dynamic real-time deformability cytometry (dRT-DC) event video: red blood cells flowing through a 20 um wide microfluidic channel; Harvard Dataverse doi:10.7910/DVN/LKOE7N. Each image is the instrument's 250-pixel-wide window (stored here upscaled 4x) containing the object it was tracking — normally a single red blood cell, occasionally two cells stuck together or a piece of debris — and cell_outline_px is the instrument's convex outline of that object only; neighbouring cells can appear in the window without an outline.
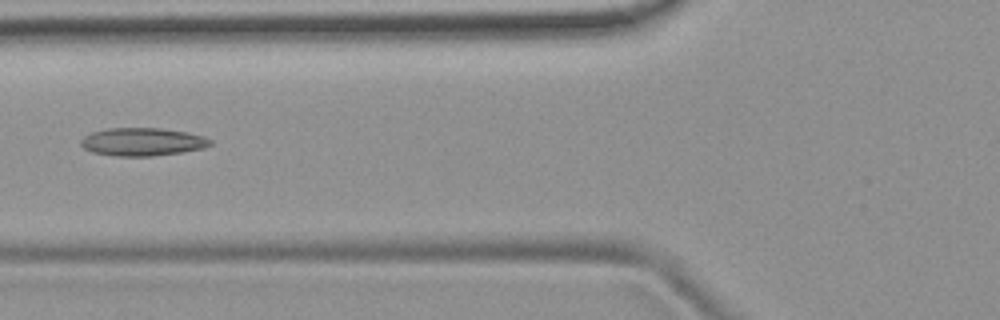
{"species": "common noctule bat (a hibernating species)", "species_latin": "Nyctalus noctula", "temperature_condition": "room temperature", "stored_images_in_passage": 4, "camera_frame_rate_fps": 3000, "um_per_image_px": 0.085, "animal": {"sex": "female", "body_mass_g": 19.9}, "frame": {"image": 1, "passage_image": 4, "time_ms": 4.333, "image_size_px": [1000, 320], "cell_outline_px": [[212, 144], [204, 148], [184, 152], [152, 156], [116, 156], [92, 152], [84, 148], [80, 144], [80, 140], [84, 136], [92, 132], [108, 128], [160, 128], [188, 132], [204, 136], [212, 140]], "centroid_in_image_um": [12.13, 12.05], "position_along_channel_um": 113.7, "area_um2": 21.27}}